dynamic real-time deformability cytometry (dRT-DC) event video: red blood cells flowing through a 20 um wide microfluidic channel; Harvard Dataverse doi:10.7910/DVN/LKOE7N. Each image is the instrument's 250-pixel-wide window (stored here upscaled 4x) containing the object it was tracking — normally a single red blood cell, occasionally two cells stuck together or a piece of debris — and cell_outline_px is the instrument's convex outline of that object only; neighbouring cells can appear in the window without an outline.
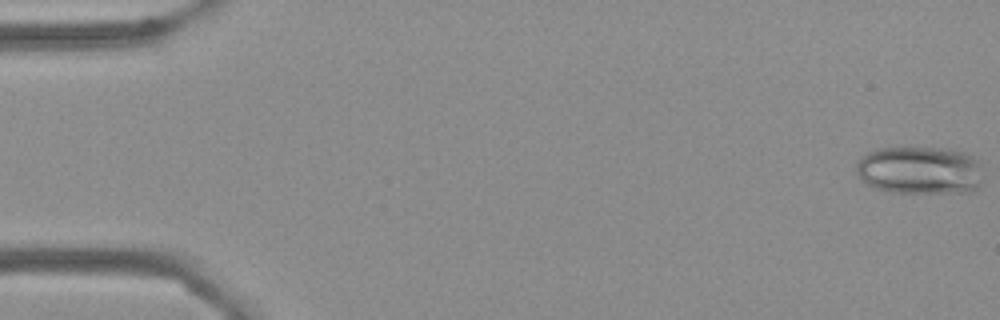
{"species": "Egyptian fruit bat (a non-hibernating species)", "species_latin": "Rousettus aegyptiacus", "temperature_condition": "cold", "stored_images_in_passage": 56, "camera_frame_rate_fps": 3000, "um_per_image_px": 0.085, "frame": {"image": 1, "passage_image": 1, "time_ms": 0.0, "image_size_px": [1000, 320], "cell_outline_px": [[980, 184], [976, 188], [964, 192], [892, 192], [876, 188], [864, 184], [860, 180], [856, 172], [856, 160], [860, 156], [868, 152], [880, 148], [956, 148], [972, 156], [976, 160], [980, 180]], "centroid_in_image_um": [78.09, 14.46], "position_along_channel_um": 6.9, "area_um2": 35.37}}
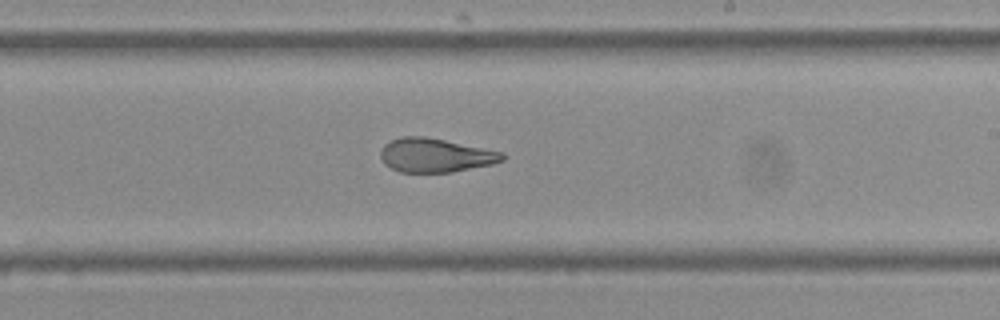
{"frame": {"image": 2, "passage_image": 33, "time_ms": 10.667, "image_size_px": [1000, 320], "cell_outline_px": [[504, 160], [492, 164], [452, 172], [400, 172], [384, 164], [380, 156], [380, 152], [384, 144], [400, 136], [424, 136], [504, 152]], "centroid_in_image_um": [36.99, 13.2], "position_along_channel_um": 252.0, "area_um2": 23.99}}
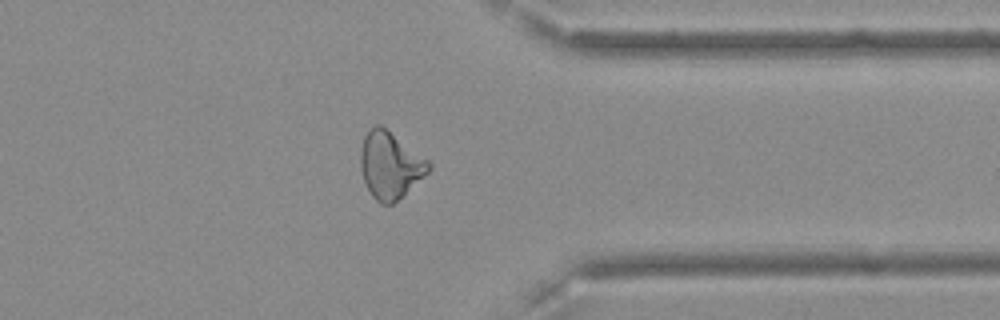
{"frame": {"image": 3, "passage_image": 44, "time_ms": 14.333, "image_size_px": [1000, 320], "cell_outline_px": [[432, 168], [428, 172], [392, 204], [380, 204], [372, 196], [364, 180], [360, 168], [360, 152], [364, 136], [376, 124], [380, 124], [428, 160], [432, 164]], "centroid_in_image_um": [33.14, 14.04], "position_along_channel_um": 378.3, "area_um2": 26.01}, "authors_computed_cell_mechanics": {"area_um2": 27.166, "velocity_mm_per_s": 3.6355, "shape_relaxation_time_tau1_ms": null, "shape_relaxation_time_tau2_ms": 2.1074, "deformation_change_tau1": null, "deformation_change_tau2": 0.0897}}